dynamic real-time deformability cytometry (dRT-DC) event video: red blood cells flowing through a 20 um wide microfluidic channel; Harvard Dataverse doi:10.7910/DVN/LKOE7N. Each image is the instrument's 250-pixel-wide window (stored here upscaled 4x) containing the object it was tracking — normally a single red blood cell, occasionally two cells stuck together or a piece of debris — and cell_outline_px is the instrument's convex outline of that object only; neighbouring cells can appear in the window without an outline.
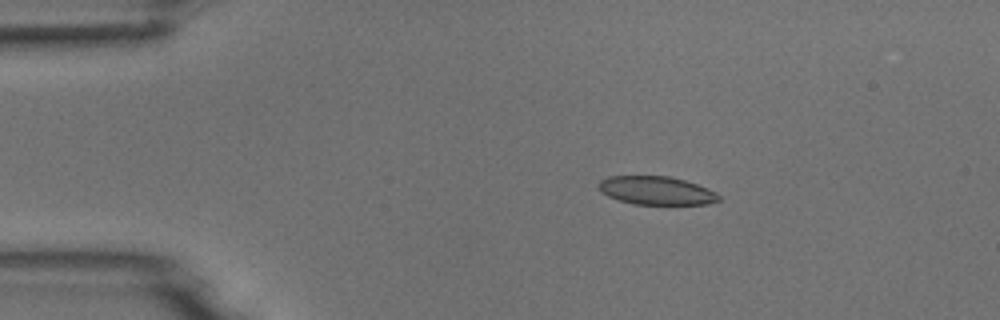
{"species": "common noctule bat (a hibernating species)", "species_latin": "Nyctalus noctula", "temperature_condition": "room temperature", "stored_images_in_passage": 4, "camera_frame_rate_fps": 3000, "um_per_image_px": 0.085, "animal": {"sex": "male", "body_mass_g": 18.8}, "frame": {"image": 1, "passage_image": 1, "time_ms": 0.0, "image_size_px": [1000, 320], "cell_outline_px": [[720, 200], [708, 204], [636, 204], [620, 200], [608, 196], [600, 192], [596, 184], [600, 180], [608, 176], [668, 176], [684, 180], [708, 188], [716, 192], [720, 196]], "centroid_in_image_um": [55.76, 16.19], "position_along_channel_um": 29.2, "area_um2": 19.88}}
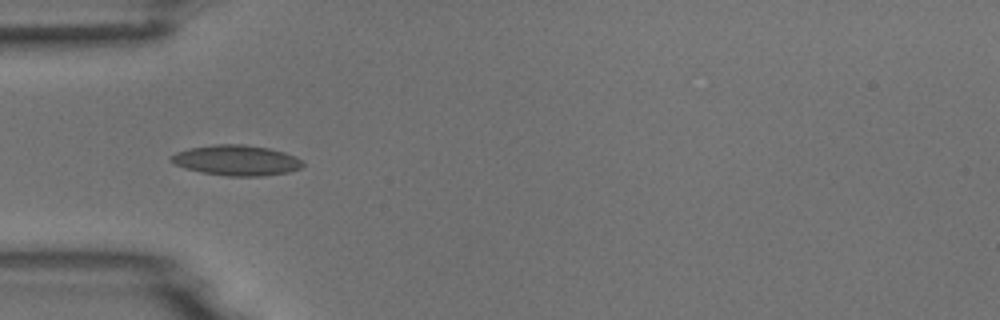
{"frame": {"image": 2, "passage_image": 3, "time_ms": 2.333, "image_size_px": [1000, 320], "cell_outline_px": [[304, 164], [300, 168], [288, 172], [264, 176], [224, 176], [184, 168], [168, 160], [176, 152], [188, 148], [216, 144], [244, 144], [268, 148], [284, 152], [296, 156], [304, 160]], "centroid_in_image_um": [20.12, 13.62], "position_along_channel_um": 64.9, "area_um2": 23.41}}